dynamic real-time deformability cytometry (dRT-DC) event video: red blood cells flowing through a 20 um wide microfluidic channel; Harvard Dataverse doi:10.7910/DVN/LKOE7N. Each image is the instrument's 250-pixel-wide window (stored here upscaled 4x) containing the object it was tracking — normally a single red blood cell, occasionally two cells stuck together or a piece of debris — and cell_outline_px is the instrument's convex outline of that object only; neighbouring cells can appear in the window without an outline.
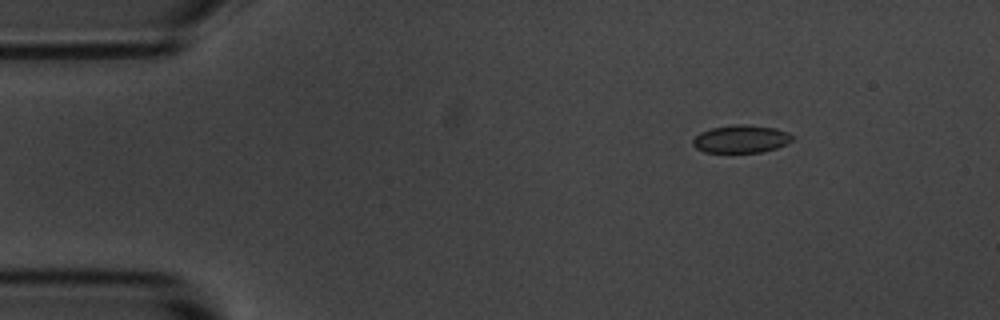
{"species": "common noctule bat (a hibernating species)", "species_latin": "Nyctalus noctula", "temperature_condition": "room temperature", "stored_images_in_passage": 5, "camera_frame_rate_fps": 3000, "um_per_image_px": 0.085, "animal": {"sex": "male", "body_mass_g": 20.1, "forearm_length_mm": 53.5}, "frame": {"image": 1, "passage_image": 3, "time_ms": 2.333, "image_size_px": [1000, 320], "cell_outline_px": [[792, 140], [776, 148], [760, 152], [704, 152], [696, 148], [692, 144], [692, 140], [700, 132], [712, 128], [736, 124], [744, 124], [776, 128], [788, 132], [792, 136]], "centroid_in_image_um": [62.96, 11.81], "position_along_channel_um": 22.0, "area_um2": 15.95}}